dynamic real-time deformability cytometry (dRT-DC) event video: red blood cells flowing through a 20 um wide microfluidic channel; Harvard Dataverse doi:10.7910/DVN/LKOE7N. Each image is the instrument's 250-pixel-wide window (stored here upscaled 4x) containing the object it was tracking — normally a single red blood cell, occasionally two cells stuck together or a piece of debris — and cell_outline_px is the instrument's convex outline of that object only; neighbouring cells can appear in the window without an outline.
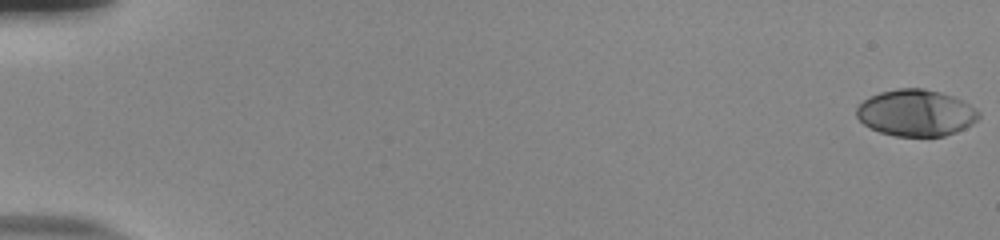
{"species": "human", "species_latin": "Homo sapiens", "temperature_condition": "room temperature", "stored_images_in_passage": 55, "camera_frame_rate_fps": 3000, "um_per_image_px": 0.085, "donor": {"sex": "male"}, "frame": {"image": 1, "passage_image": 1, "time_ms": 0.0, "image_size_px": [1000, 240], "cell_outline_px": [[980, 116], [972, 124], [956, 132], [944, 136], [896, 136], [880, 132], [864, 124], [856, 116], [856, 108], [864, 100], [880, 92], [896, 88], [924, 88], [940, 92], [952, 96], [976, 108], [980, 112]], "centroid_in_image_um": [77.86, 9.59], "position_along_channel_um": 7.1, "area_um2": 33.0}}
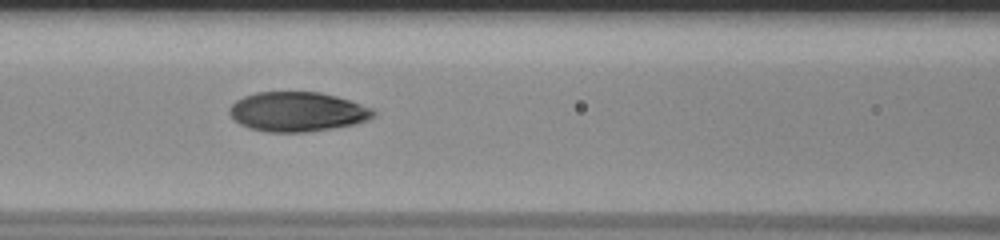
{"frame": {"image": 2, "passage_image": 26, "time_ms": 8.333, "image_size_px": [1000, 240], "cell_outline_px": [[376, 116], [368, 120], [356, 124], [304, 132], [268, 132], [248, 128], [240, 124], [228, 112], [228, 108], [236, 100], [244, 96], [256, 92], [320, 92], [336, 96], [372, 108], [376, 112]], "centroid_in_image_um": [25.27, 9.49], "position_along_channel_um": 141.3, "area_um2": 33.18}}
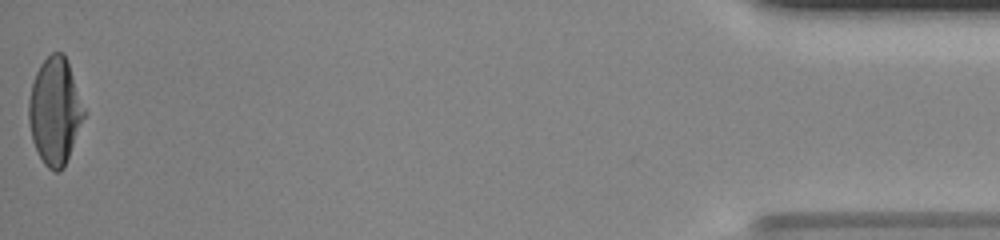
{"frame": {"image": 3, "passage_image": 55, "time_ms": 18.0, "image_size_px": [1000, 240], "cell_outline_px": [[88, 112], [64, 168], [60, 172], [52, 172], [44, 164], [32, 140], [28, 120], [28, 100], [32, 84], [36, 72], [40, 64], [52, 52], [64, 52], [68, 60]], "centroid_in_image_um": [4.71, 9.44], "position_along_channel_um": 430.5, "area_um2": 35.32}, "authors_computed_cell_mechanics": {"area_um2": 33.2928, "velocity_mm_per_s": 3.8732, "shape_relaxation_time_tau1_ms": 5.2036, "shape_relaxation_time_tau2_ms": null, "deformation_change_tau1": 0.2293, "deformation_change_tau2": null}}